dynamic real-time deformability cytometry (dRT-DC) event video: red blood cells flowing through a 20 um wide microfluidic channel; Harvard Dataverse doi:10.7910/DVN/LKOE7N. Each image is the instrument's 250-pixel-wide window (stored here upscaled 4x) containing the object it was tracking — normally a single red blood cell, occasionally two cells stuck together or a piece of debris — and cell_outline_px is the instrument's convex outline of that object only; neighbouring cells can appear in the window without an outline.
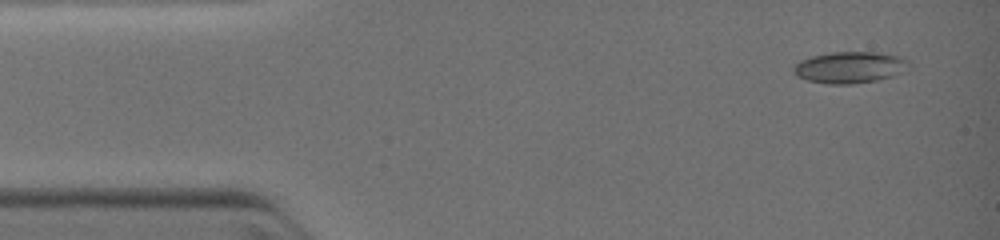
{"species": "common noctule bat (a hibernating species)", "species_latin": "Nyctalus noctula", "temperature_condition": "warm", "stored_images_in_passage": 8, "camera_frame_rate_fps": 3000, "um_per_image_px": 0.085, "animal": {"sex": "female", "body_mass_g": 19.0, "forearm_length_mm": 51.5}, "frame": {"image": 1, "passage_image": 1, "time_ms": 0.0, "image_size_px": [1000, 240], "cell_outline_px": [[912, 68], [892, 76], [876, 80], [852, 84], [828, 84], [808, 80], [796, 76], [792, 72], [792, 68], [800, 60], [812, 56], [828, 52], [876, 52], [900, 56], [908, 60]], "centroid_in_image_um": [72.25, 5.72], "position_along_channel_um": 12.8, "area_um2": 21.39}}
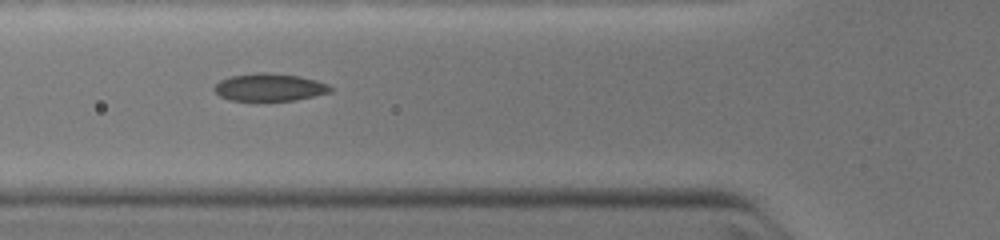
{"frame": {"image": 2, "passage_image": 7, "time_ms": 3.667, "image_size_px": [1000, 240], "cell_outline_px": [[332, 92], [296, 100], [264, 104], [260, 104], [228, 100], [220, 96], [212, 88], [220, 80], [232, 76], [256, 72], [268, 72], [300, 76], [316, 80], [328, 84], [332, 88]], "centroid_in_image_um": [22.88, 7.47], "position_along_channel_um": 102.9, "area_um2": 19.71}}
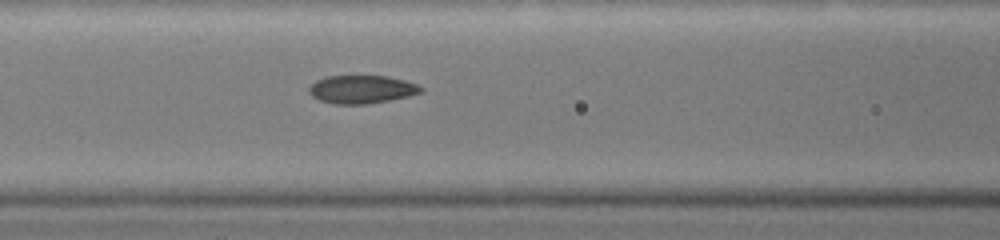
{"frame": {"image": 3, "passage_image": 8, "time_ms": 4.333, "image_size_px": [1000, 240], "cell_outline_px": [[424, 92], [408, 96], [368, 104], [336, 104], [320, 100], [312, 96], [308, 92], [308, 88], [316, 80], [328, 76], [388, 76], [404, 80], [416, 84], [424, 88]], "centroid_in_image_um": [30.75, 7.59], "position_along_channel_um": 135.8, "area_um2": 18.32}}